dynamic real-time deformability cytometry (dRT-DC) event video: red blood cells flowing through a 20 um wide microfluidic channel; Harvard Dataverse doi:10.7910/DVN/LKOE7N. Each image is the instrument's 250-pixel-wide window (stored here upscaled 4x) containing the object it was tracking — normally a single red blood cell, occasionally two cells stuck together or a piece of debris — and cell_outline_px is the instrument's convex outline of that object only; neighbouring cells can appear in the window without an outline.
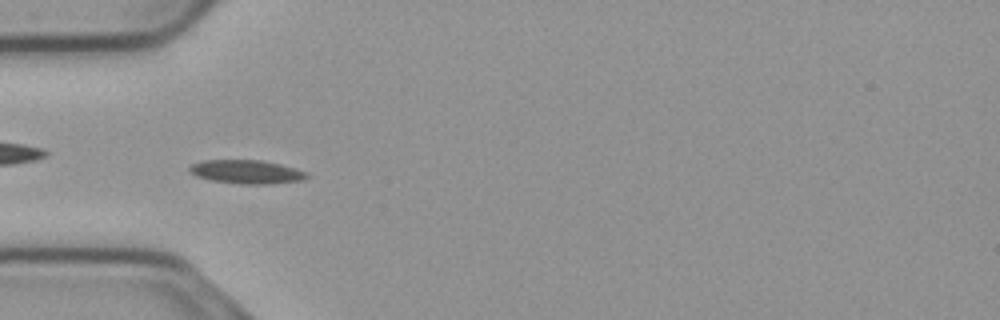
{"species": "common noctule bat (a hibernating species)", "species_latin": "Nyctalus noctula", "temperature_condition": "cold", "stored_images_in_passage": 39, "camera_frame_rate_fps": 3000, "um_per_image_px": 0.085, "animal": {"sex": "male", "body_mass_g": 23.1, "forearm_length_mm": 52.7}, "frame": {"image": 1, "passage_image": 1, "time_ms": 0.0, "image_size_px": [1000, 320], "cell_outline_px": [[312, 176], [304, 180], [272, 184], [240, 184], [208, 180], [196, 176], [188, 172], [188, 168], [192, 164], [200, 160], [260, 160], [280, 164], [296, 168], [308, 172]], "centroid_in_image_um": [20.98, 14.61], "position_along_channel_um": 64.0, "area_um2": 16.59}}
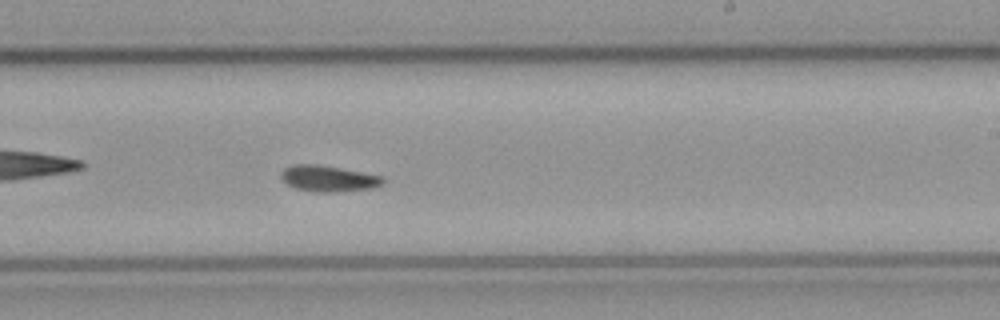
{"frame": {"image": 2, "passage_image": 17, "time_ms": 5.333, "image_size_px": [1000, 320], "cell_outline_px": [[384, 184], [372, 188], [336, 192], [312, 192], [296, 188], [288, 184], [280, 176], [280, 172], [284, 168], [292, 164], [316, 164], [340, 168], [384, 176]], "centroid_in_image_um": [27.91, 15.17], "position_along_channel_um": 261.1, "area_um2": 15.55}}
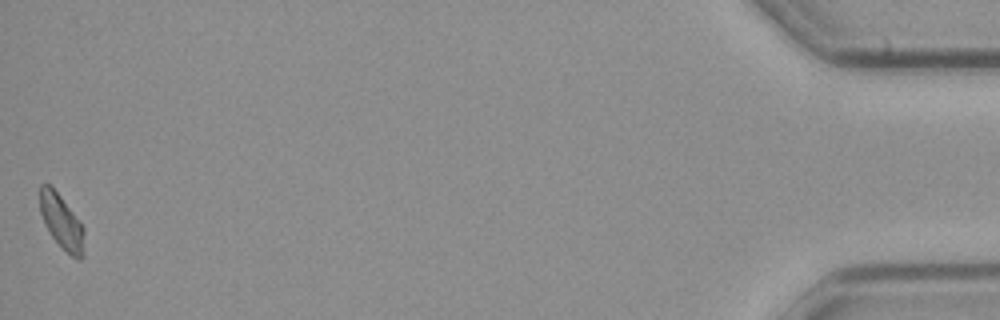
{"frame": {"image": 3, "passage_image": 39, "time_ms": 12.667, "image_size_px": [1000, 320], "cell_outline_px": [[84, 256], [80, 260], [72, 256], [52, 236], [44, 224], [40, 212], [40, 184], [52, 184], [84, 228]], "centroid_in_image_um": [5.23, 18.82], "position_along_channel_um": 430.0, "area_um2": 13.93}}